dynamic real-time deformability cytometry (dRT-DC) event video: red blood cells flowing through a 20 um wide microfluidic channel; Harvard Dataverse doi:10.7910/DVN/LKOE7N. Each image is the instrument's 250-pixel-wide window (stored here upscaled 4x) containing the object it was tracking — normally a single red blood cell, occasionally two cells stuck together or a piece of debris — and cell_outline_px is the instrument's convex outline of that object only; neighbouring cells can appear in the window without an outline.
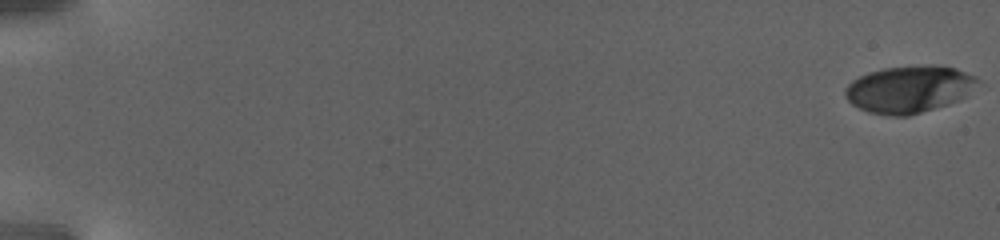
{"species": "human", "species_latin": "Homo sapiens", "temperature_condition": "warm", "stored_images_in_passage": 106, "camera_frame_rate_fps": 3000, "um_per_image_px": 0.085, "donor": {"sex": "female"}, "frame": {"image": 1, "passage_image": 1, "time_ms": 0.0, "image_size_px": [1000, 240], "cell_outline_px": [[980, 80], [956, 100], [948, 104], [908, 116], [896, 116], [868, 112], [852, 104], [844, 96], [844, 88], [852, 80], [868, 72], [884, 68], [936, 64], [956, 68], [976, 76]], "centroid_in_image_um": [77.21, 7.57], "position_along_channel_um": 7.8, "area_um2": 35.95}}
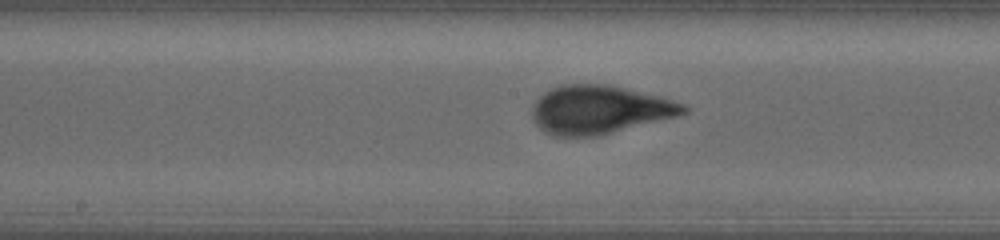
{"frame": {"image": 2, "passage_image": 59, "time_ms": 19.333, "image_size_px": [1000, 240], "cell_outline_px": [[688, 112], [676, 116], [600, 136], [552, 136], [544, 132], [532, 120], [532, 108], [536, 100], [544, 92], [560, 84], [608, 84], [660, 96], [684, 104], [688, 108]], "centroid_in_image_um": [50.93, 9.32], "position_along_channel_um": 197.3, "area_um2": 42.83}}
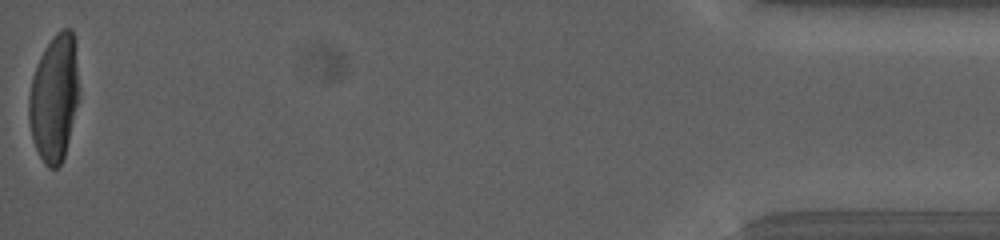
{"frame": {"image": 3, "passage_image": 106, "time_ms": 35.0, "image_size_px": [1000, 240], "cell_outline_px": [[80, 96], [64, 156], [60, 164], [56, 168], [48, 168], [40, 156], [36, 148], [32, 136], [28, 120], [28, 96], [32, 80], [40, 56], [44, 48], [52, 36], [60, 28], [72, 28], [76, 40], [80, 88]], "centroid_in_image_um": [4.65, 8.24], "position_along_channel_um": 430.6, "area_um2": 37.74}}